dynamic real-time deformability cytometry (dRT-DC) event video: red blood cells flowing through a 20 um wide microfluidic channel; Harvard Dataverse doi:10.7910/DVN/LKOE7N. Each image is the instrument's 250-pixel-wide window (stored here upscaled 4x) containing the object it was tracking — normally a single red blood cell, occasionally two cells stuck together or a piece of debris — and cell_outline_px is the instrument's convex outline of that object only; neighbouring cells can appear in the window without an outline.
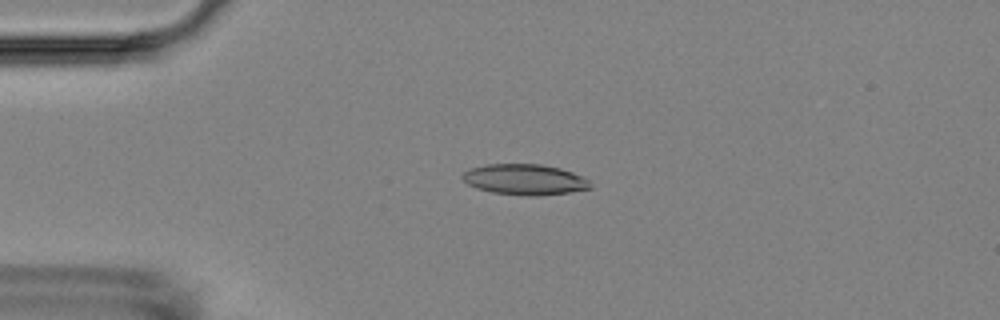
{"species": "Egyptian fruit bat (a non-hibernating species)", "species_latin": "Rousettus aegyptiacus", "temperature_condition": "room temperature", "stored_images_in_passage": 3, "camera_frame_rate_fps": 3000, "um_per_image_px": 0.085, "animal": {"sex": "female"}, "frame": {"image": 1, "passage_image": 2, "time_ms": 2.0, "image_size_px": [1000, 320], "cell_outline_px": [[592, 188], [568, 192], [536, 196], [528, 196], [492, 192], [476, 188], [468, 184], [460, 176], [468, 168], [484, 164], [540, 164], [560, 168], [572, 172], [588, 180]], "centroid_in_image_um": [44.55, 15.25], "position_along_channel_um": 40.4, "area_um2": 22.83}}